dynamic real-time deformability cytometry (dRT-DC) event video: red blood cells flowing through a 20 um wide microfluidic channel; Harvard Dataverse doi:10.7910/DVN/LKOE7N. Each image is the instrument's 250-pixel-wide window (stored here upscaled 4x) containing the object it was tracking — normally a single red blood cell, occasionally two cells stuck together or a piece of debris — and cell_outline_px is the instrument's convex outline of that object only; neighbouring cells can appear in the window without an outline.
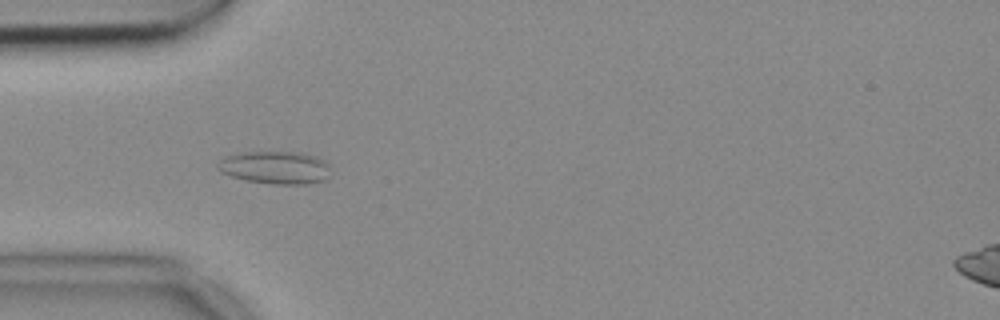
{"species": "common noctule bat (a hibernating species)", "species_latin": "Nyctalus noctula", "temperature_condition": "cold", "stored_images_in_passage": 55, "camera_frame_rate_fps": 3000, "um_per_image_px": 0.085, "animal": {"sex": "female", "body_mass_g": 18.4}, "frame": {"image": 1, "passage_image": 16, "time_ms": 5.0, "image_size_px": [1000, 320], "cell_outline_px": [[328, 164], [324, 180], [308, 184], [272, 184], [244, 180], [220, 172], [216, 164], [224, 156], [244, 152], [304, 152], [316, 156], [324, 160]], "centroid_in_image_um": [23.35, 14.23], "position_along_channel_um": 61.7, "area_um2": 21.5}}
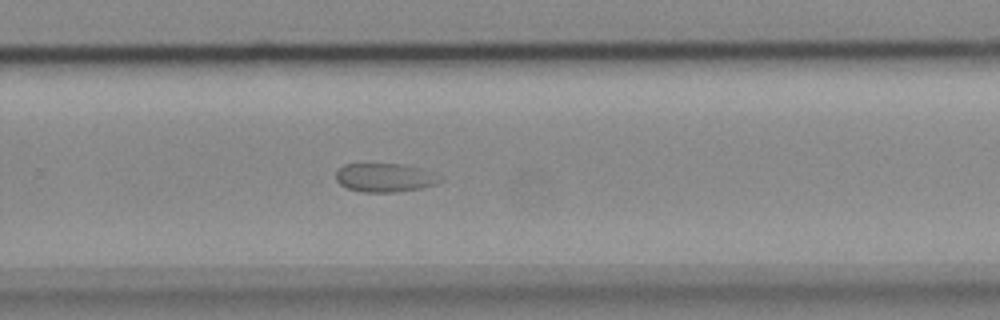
{"frame": {"image": 2, "passage_image": 36, "time_ms": 11.667, "image_size_px": [1000, 320], "cell_outline_px": [[440, 180], [436, 184], [420, 188], [392, 192], [364, 192], [348, 188], [340, 184], [336, 180], [336, 172], [344, 164], [400, 164], [420, 168]], "centroid_in_image_um": [32.61, 15.1], "position_along_channel_um": 297.2, "area_um2": 16.82}}
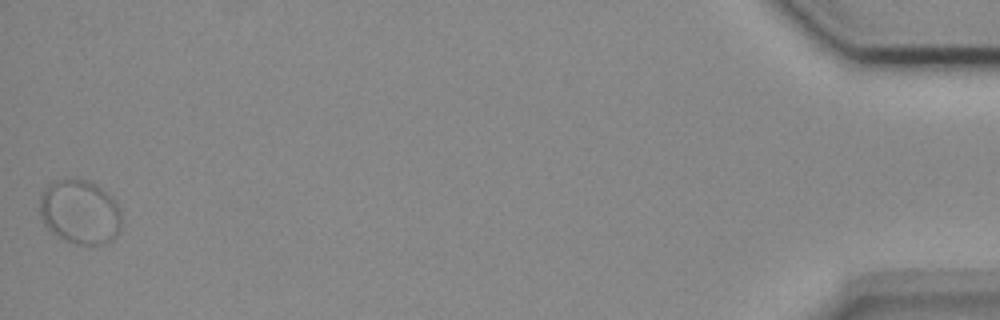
{"frame": {"image": 3, "passage_image": 55, "time_ms": 18.0, "image_size_px": [1000, 320], "cell_outline_px": [[120, 232], [112, 240], [104, 244], [76, 244], [52, 232], [44, 224], [40, 216], [40, 196], [44, 188], [52, 180], [88, 180], [96, 184], [108, 192], [116, 200], [120, 208]], "centroid_in_image_um": [6.81, 18.0], "position_along_channel_um": 428.4, "area_um2": 30.75}}